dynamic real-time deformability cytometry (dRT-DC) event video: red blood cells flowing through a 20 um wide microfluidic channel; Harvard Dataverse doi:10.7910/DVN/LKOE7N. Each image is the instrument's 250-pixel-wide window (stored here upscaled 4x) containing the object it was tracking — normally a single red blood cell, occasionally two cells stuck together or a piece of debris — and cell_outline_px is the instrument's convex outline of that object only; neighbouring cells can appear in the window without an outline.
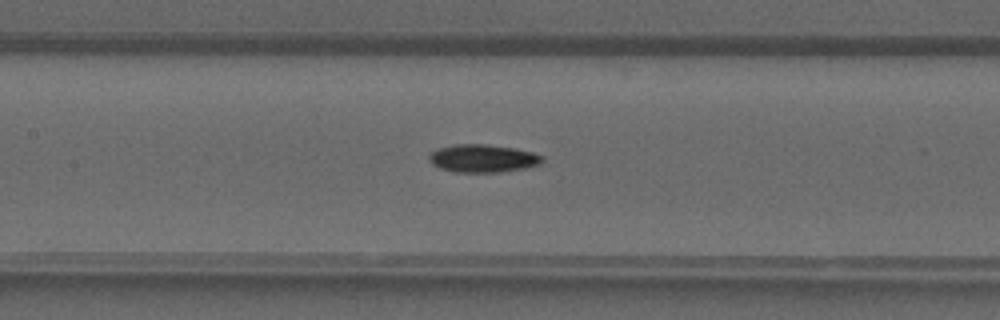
{"species": "common noctule bat (a hibernating species)", "species_latin": "Nyctalus noctula", "temperature_condition": "warm", "stored_images_in_passage": 31, "camera_frame_rate_fps": 3000, "um_per_image_px": 0.085, "animal": {"sex": "male", "forearm_length_mm": 52.5}, "frame": {"image": 1, "passage_image": 10, "time_ms": 3.0, "image_size_px": [1000, 320], "cell_outline_px": [[544, 160], [540, 164], [528, 168], [500, 172], [456, 172], [440, 168], [432, 164], [428, 160], [428, 156], [432, 152], [440, 148], [456, 144], [484, 144], [512, 148], [532, 152], [544, 156]], "centroid_in_image_um": [41.07, 13.47], "position_along_channel_um": 166.3, "area_um2": 18.38}}
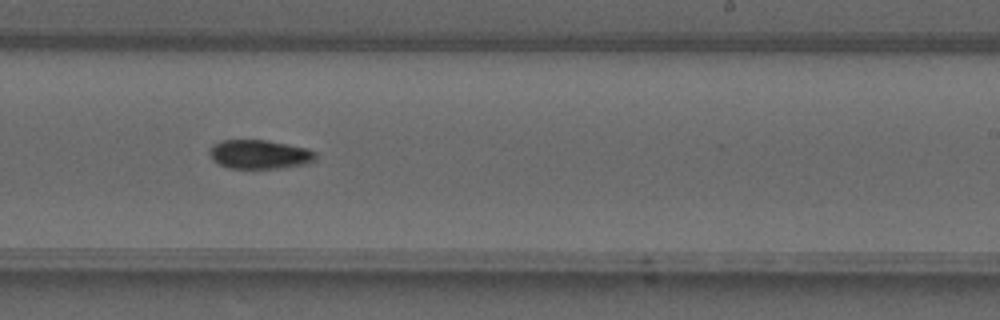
{"frame": {"image": 2, "passage_image": 16, "time_ms": 5.0, "image_size_px": [1000, 320], "cell_outline_px": [[316, 160], [308, 164], [280, 168], [228, 168], [212, 160], [208, 152], [212, 144], [220, 140], [268, 140], [308, 148], [316, 152]], "centroid_in_image_um": [22.07, 13.11], "position_along_channel_um": 266.9, "area_um2": 18.21}}
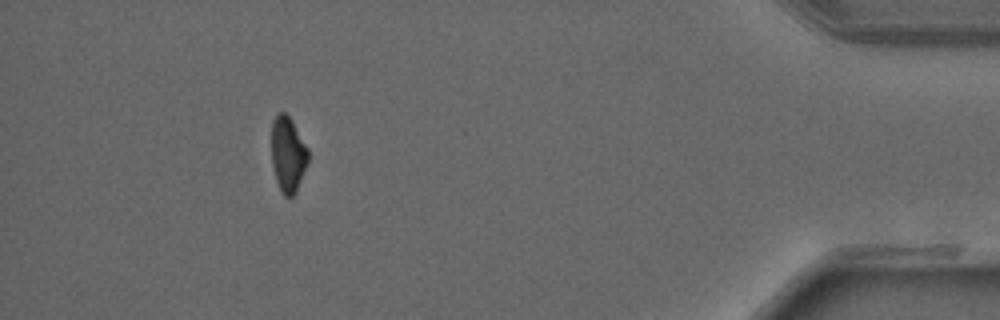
{"frame": {"image": 3, "passage_image": 28, "time_ms": 9.0, "image_size_px": [1000, 320], "cell_outline_px": [[308, 160], [296, 192], [292, 196], [284, 196], [280, 192], [276, 180], [272, 164], [272, 120], [280, 112], [284, 112], [292, 120], [308, 148]], "centroid_in_image_um": [24.47, 13.12], "position_along_channel_um": 410.7, "area_um2": 16.01}}